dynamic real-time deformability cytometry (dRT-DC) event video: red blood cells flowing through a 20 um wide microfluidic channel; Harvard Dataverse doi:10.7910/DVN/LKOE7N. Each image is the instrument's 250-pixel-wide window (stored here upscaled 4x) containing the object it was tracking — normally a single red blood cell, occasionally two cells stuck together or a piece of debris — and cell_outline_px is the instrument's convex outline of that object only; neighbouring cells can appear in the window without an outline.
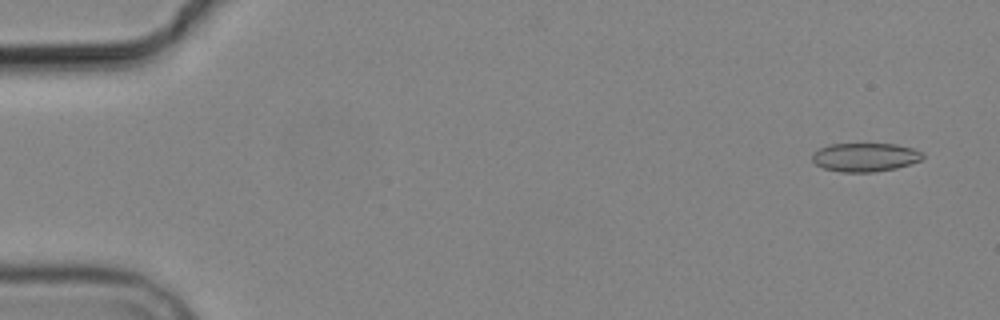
{"species": "common noctule bat (a hibernating species)", "species_latin": "Nyctalus noctula", "temperature_condition": "cold", "stored_images_in_passage": 5, "camera_frame_rate_fps": 3000, "um_per_image_px": 0.085, "animal": {"sex": "male", "body_mass_g": 19.2, "forearm_length_mm": 51.8}, "frame": {"image": 1, "passage_image": 1, "time_ms": 0.0, "image_size_px": [1000, 320], "cell_outline_px": [[924, 156], [920, 160], [896, 168], [872, 172], [840, 172], [824, 168], [816, 164], [812, 160], [812, 152], [820, 148], [832, 144], [896, 144], [912, 148], [924, 152]], "centroid_in_image_um": [73.52, 13.36], "position_along_channel_um": 11.5, "area_um2": 18.38}}
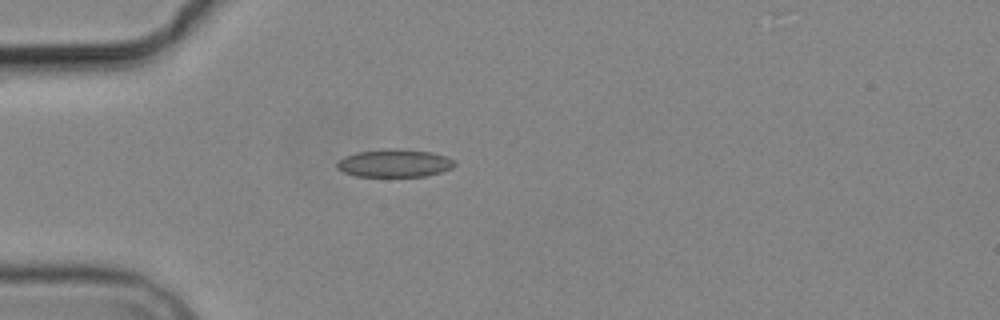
{"frame": {"image": 2, "passage_image": 4, "time_ms": 4.333, "image_size_px": [1000, 320], "cell_outline_px": [[456, 164], [452, 168], [440, 172], [424, 176], [356, 176], [344, 172], [336, 168], [336, 160], [344, 156], [356, 152], [392, 148], [396, 148], [432, 152], [448, 156], [456, 160]], "centroid_in_image_um": [33.53, 13.86], "position_along_channel_um": 51.5, "area_um2": 19.31}}